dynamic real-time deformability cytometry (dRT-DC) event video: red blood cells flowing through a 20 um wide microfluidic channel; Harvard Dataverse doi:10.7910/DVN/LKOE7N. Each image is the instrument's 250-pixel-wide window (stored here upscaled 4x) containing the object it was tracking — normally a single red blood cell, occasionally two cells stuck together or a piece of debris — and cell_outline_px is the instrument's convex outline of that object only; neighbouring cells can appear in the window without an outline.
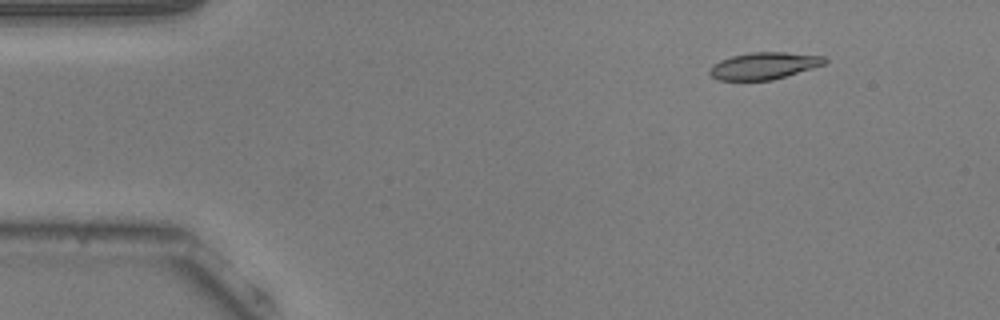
{"species": "common noctule bat (a hibernating species)", "species_latin": "Nyctalus noctula", "temperature_condition": "warm", "stored_images_in_passage": 11, "camera_frame_rate_fps": 3000, "um_per_image_px": 0.085, "animal": {"sex": "male", "body_mass_g": 20.5, "forearm_length_mm": 52.5}, "frame": {"image": 1, "passage_image": 1, "time_ms": 0.0, "image_size_px": [1000, 320], "cell_outline_px": [[828, 60], [824, 64], [812, 68], [772, 80], [716, 80], [708, 72], [708, 68], [712, 64], [720, 60], [732, 56], [748, 52], [784, 52], [824, 56]], "centroid_in_image_um": [64.89, 5.59], "position_along_channel_um": 20.1, "area_um2": 18.09}}
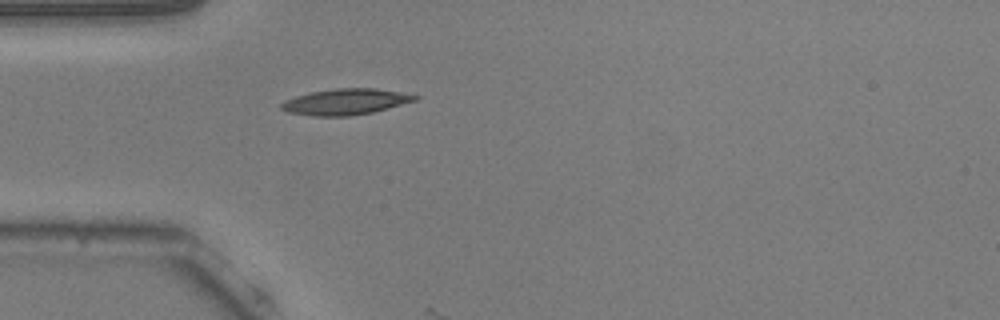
{"frame": {"image": 2, "passage_image": 10, "time_ms": 3.0, "image_size_px": [1000, 320], "cell_outline_px": [[420, 96], [416, 100], [372, 112], [348, 116], [316, 116], [288, 112], [280, 108], [280, 104], [284, 100], [296, 96], [312, 92], [336, 88], [376, 88], [400, 92]], "centroid_in_image_um": [29.35, 8.64], "position_along_channel_um": 55.7, "area_um2": 20.0}}